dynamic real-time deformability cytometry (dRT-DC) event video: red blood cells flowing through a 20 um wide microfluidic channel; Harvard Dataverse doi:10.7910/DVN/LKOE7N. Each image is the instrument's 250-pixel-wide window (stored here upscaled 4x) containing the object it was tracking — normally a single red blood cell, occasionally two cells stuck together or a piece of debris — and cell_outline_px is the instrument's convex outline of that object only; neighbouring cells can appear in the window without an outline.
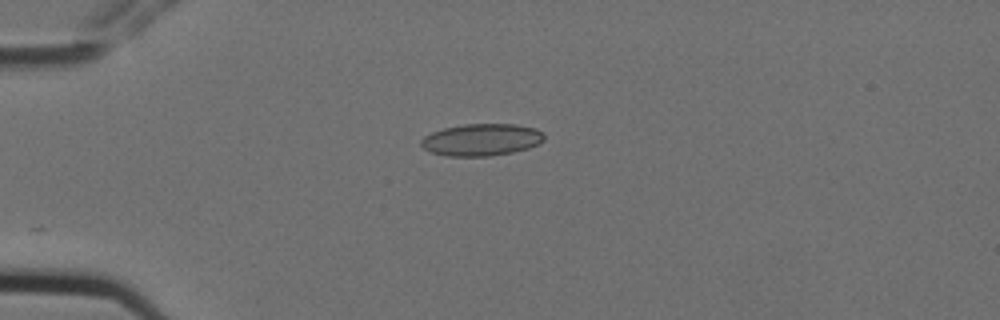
{"species": "Egyptian fruit bat (a non-hibernating species)", "species_latin": "Rousettus aegyptiacus", "temperature_condition": "cold", "stored_images_in_passage": 2, "camera_frame_rate_fps": 3000, "um_per_image_px": 0.085, "animal": {"sex": "female"}, "frame": {"image": 1, "passage_image": 2, "time_ms": 0.333, "image_size_px": [1000, 320], "cell_outline_px": [[544, 140], [540, 144], [528, 148], [512, 152], [488, 156], [448, 156], [432, 152], [424, 148], [420, 144], [420, 140], [424, 136], [432, 132], [444, 128], [464, 124], [516, 124], [536, 128], [544, 132]], "centroid_in_image_um": [40.96, 11.87], "position_along_channel_um": 44.0, "area_um2": 23.06}}